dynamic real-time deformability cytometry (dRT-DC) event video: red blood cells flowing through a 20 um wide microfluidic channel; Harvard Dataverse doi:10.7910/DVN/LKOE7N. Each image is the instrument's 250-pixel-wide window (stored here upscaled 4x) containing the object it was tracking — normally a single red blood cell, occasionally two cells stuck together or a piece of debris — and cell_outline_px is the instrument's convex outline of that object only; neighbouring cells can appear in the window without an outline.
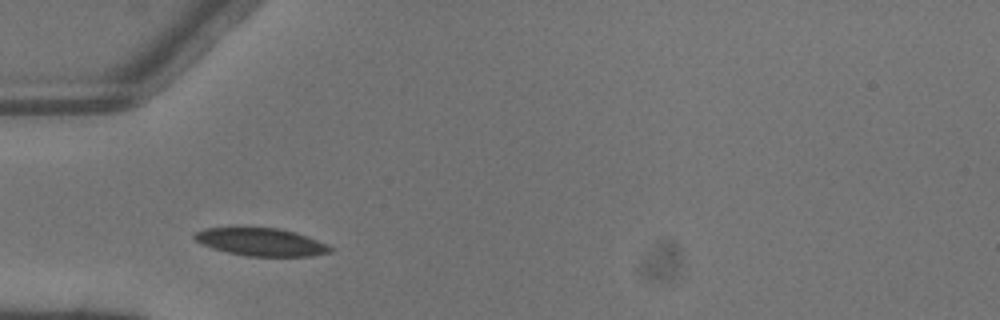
{"species": "common noctule bat (a hibernating species)", "species_latin": "Nyctalus noctula", "temperature_condition": "warm", "stored_images_in_passage": 2, "camera_frame_rate_fps": 3000, "um_per_image_px": 0.085, "animal": {"sex": "male", "body_mass_g": 13.3}, "frame": {"image": 1, "passage_image": 1, "time_ms": 0.0, "image_size_px": [1000, 320], "cell_outline_px": [[332, 252], [312, 256], [248, 256], [228, 252], [212, 248], [200, 244], [192, 236], [196, 232], [208, 228], [280, 228], [296, 232], [308, 236], [328, 244], [332, 248]], "centroid_in_image_um": [22.23, 20.57], "position_along_channel_um": 62.8, "area_um2": 21.91}}
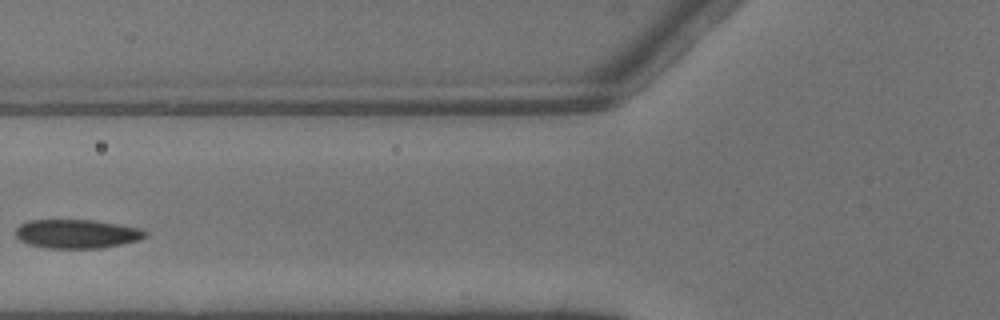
{"frame": {"image": 2, "passage_image": 2, "time_ms": 0.333, "image_size_px": [1000, 320], "cell_outline_px": [[148, 236], [140, 240], [100, 248], [48, 248], [28, 244], [20, 240], [16, 236], [16, 228], [20, 224], [28, 220], [92, 220], [140, 228], [148, 232]], "centroid_in_image_um": [6.54, 19.87], "position_along_channel_um": 119.3, "area_um2": 21.79}}